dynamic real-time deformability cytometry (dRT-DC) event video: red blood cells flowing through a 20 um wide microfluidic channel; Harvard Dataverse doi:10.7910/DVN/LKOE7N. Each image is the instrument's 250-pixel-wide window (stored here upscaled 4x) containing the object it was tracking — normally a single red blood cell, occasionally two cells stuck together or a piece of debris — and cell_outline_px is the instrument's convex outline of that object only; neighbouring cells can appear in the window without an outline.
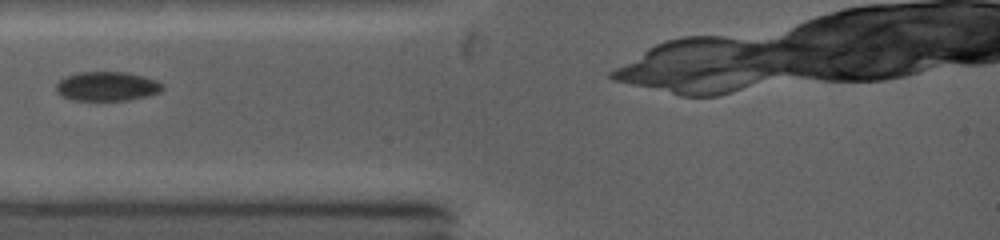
{"species": "common noctule bat (a hibernating species)", "species_latin": "Nyctalus noctula", "temperature_condition": "warm", "stored_images_in_passage": 10, "camera_frame_rate_fps": 5000, "um_per_image_px": 0.085, "animal": {"sex": "female", "body_mass_g": 19.0, "forearm_length_mm": 53.3}, "frame": {"image": 1, "passage_image": 1, "time_ms": 0.0, "image_size_px": [1000, 240], "cell_outline_px": [[164, 88], [160, 92], [128, 100], [76, 100], [64, 96], [56, 88], [56, 84], [60, 80], [68, 76], [80, 72], [124, 72], [140, 76], [152, 80], [160, 84]], "centroid_in_image_um": [9.08, 7.34], "position_along_channel_um": 75.9, "area_um2": 17.46}}
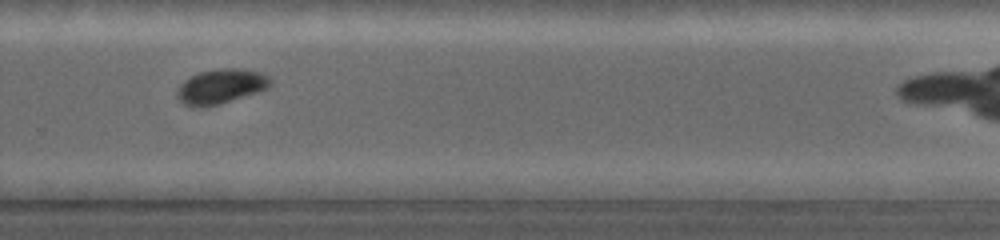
{"frame": {"image": 2, "passage_image": 7, "time_ms": 5.4, "image_size_px": [1000, 240], "cell_outline_px": [[268, 88], [220, 104], [200, 108], [184, 104], [176, 96], [180, 84], [184, 80], [200, 72], [228, 68], [256, 72], [268, 76]], "centroid_in_image_um": [18.7, 7.38], "position_along_channel_um": 311.1, "area_um2": 18.15}}